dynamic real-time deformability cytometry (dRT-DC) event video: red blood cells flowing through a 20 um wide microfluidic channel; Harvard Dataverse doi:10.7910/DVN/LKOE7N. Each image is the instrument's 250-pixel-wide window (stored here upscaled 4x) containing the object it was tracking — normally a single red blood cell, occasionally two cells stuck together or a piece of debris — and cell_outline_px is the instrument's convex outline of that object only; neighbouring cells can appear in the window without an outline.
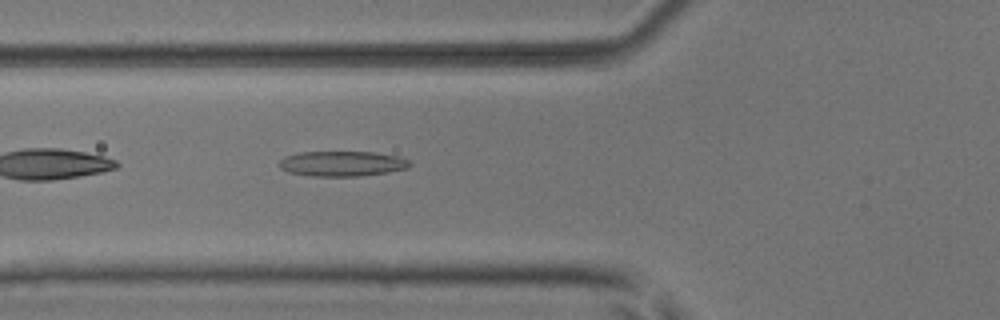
{"species": "common noctule bat (a hibernating species)", "species_latin": "Nyctalus noctula", "temperature_condition": "room temperature", "stored_images_in_passage": 35, "camera_frame_rate_fps": 3000, "um_per_image_px": 0.085, "animal": {"sex": "male", "body_mass_g": 17.9, "forearm_length_mm": 54.2}, "frame": {"image": 1, "passage_image": 3, "time_ms": 0.667, "image_size_px": [1000, 320], "cell_outline_px": [[412, 164], [408, 168], [388, 172], [360, 176], [312, 176], [288, 172], [280, 168], [280, 160], [284, 156], [300, 152], [376, 152], [400, 156], [408, 160]], "centroid_in_image_um": [29.1, 13.9], "position_along_channel_um": 96.7, "area_um2": 19.25}}
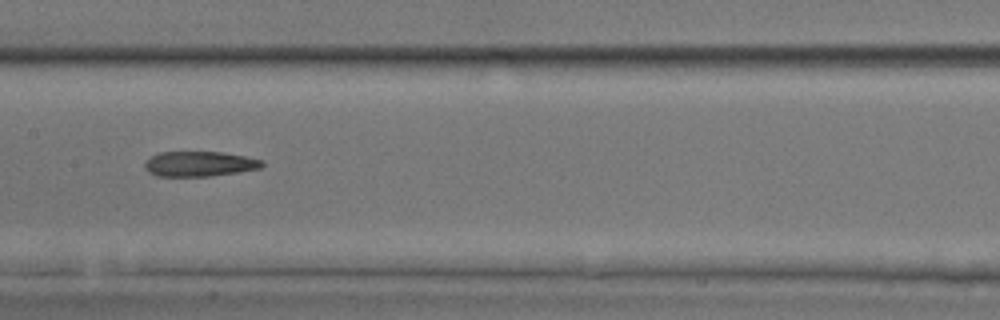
{"frame": {"image": 2, "passage_image": 10, "time_ms": 3.0, "image_size_px": [1000, 320], "cell_outline_px": [[264, 164], [260, 168], [240, 172], [212, 176], [156, 176], [148, 172], [144, 168], [144, 164], [152, 156], [160, 152], [220, 152], [244, 156], [264, 160]], "centroid_in_image_um": [16.97, 13.94], "position_along_channel_um": 190.4, "area_um2": 17.17}}
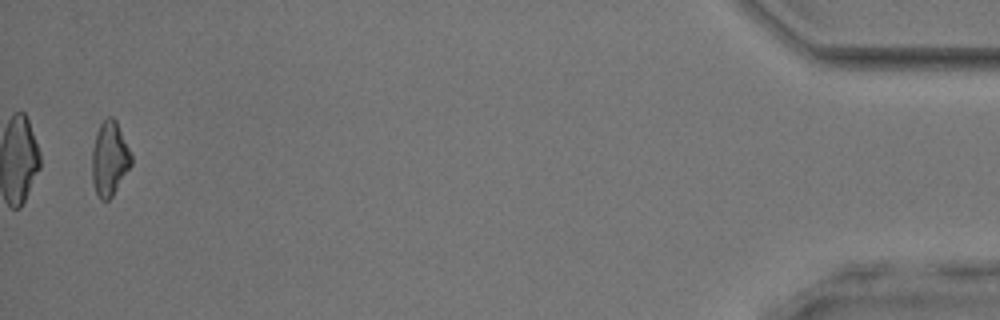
{"frame": {"image": 3, "passage_image": 34, "time_ms": 11.0, "image_size_px": [1000, 320], "cell_outline_px": [[132, 164], [112, 196], [108, 200], [100, 200], [96, 192], [92, 180], [92, 148], [96, 132], [100, 124], [108, 116], [112, 116], [116, 120], [132, 156]], "centroid_in_image_um": [9.3, 13.48], "position_along_channel_um": 425.9, "area_um2": 16.94}, "authors_computed_cell_mechanics": {"area_um2": 17.34, "velocity_mm_per_s": 4.0105, "shape_relaxation_time_tau1_ms": null, "shape_relaxation_time_tau2_ms": 8.4042, "deformation_change_tau1": null, "deformation_change_tau2": 0.2427}}